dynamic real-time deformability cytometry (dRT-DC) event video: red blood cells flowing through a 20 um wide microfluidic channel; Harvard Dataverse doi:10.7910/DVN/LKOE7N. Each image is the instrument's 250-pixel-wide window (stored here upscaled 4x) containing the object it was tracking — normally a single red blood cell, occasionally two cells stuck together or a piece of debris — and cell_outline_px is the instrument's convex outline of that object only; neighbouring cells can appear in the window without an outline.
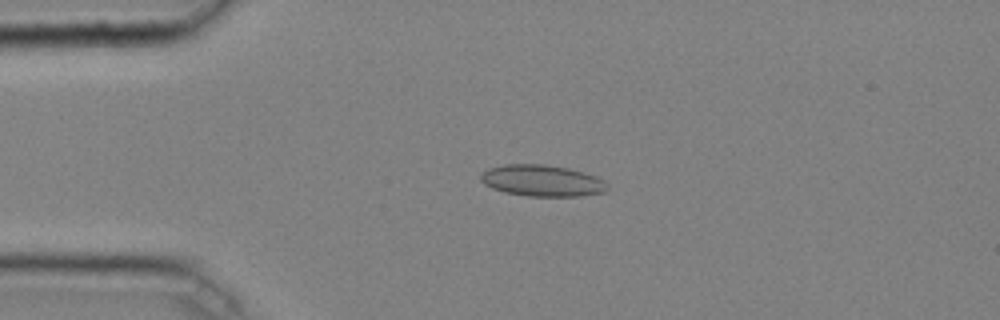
{"species": "common noctule bat (a hibernating species)", "species_latin": "Nyctalus noctula", "temperature_condition": "cold", "stored_images_in_passage": 47, "camera_frame_rate_fps": 3000, "um_per_image_px": 0.085, "animal": {"sex": "male", "body_mass_g": 20.4}, "frame": {"image": 1, "passage_image": 11, "time_ms": 3.333, "image_size_px": [1000, 320], "cell_outline_px": [[608, 188], [604, 192], [580, 196], [528, 196], [504, 192], [492, 188], [484, 184], [480, 180], [480, 172], [488, 168], [504, 164], [544, 164], [568, 168], [584, 172], [596, 176], [604, 180], [608, 184]], "centroid_in_image_um": [46.06, 15.35], "position_along_channel_um": 38.9, "area_um2": 23.41}}
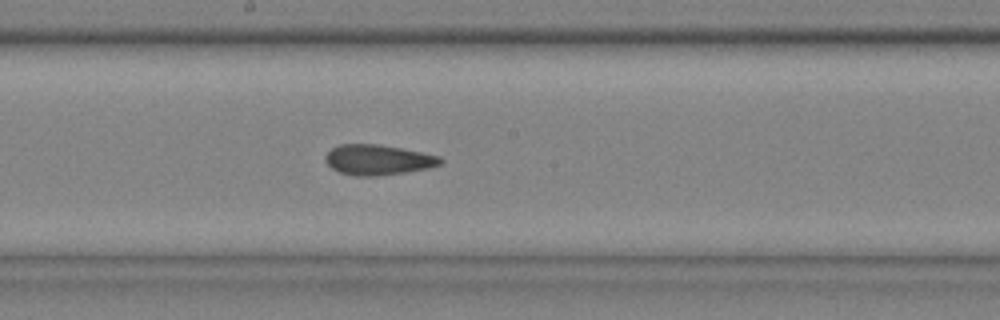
{"frame": {"image": 2, "passage_image": 26, "time_ms": 8.333, "image_size_px": [1000, 320], "cell_outline_px": [[444, 160], [440, 164], [428, 168], [404, 172], [376, 176], [356, 176], [340, 172], [332, 168], [324, 160], [324, 156], [332, 148], [340, 144], [380, 144], [404, 148], [440, 156]], "centroid_in_image_um": [32.13, 13.57], "position_along_channel_um": 216.1, "area_um2": 20.35}}
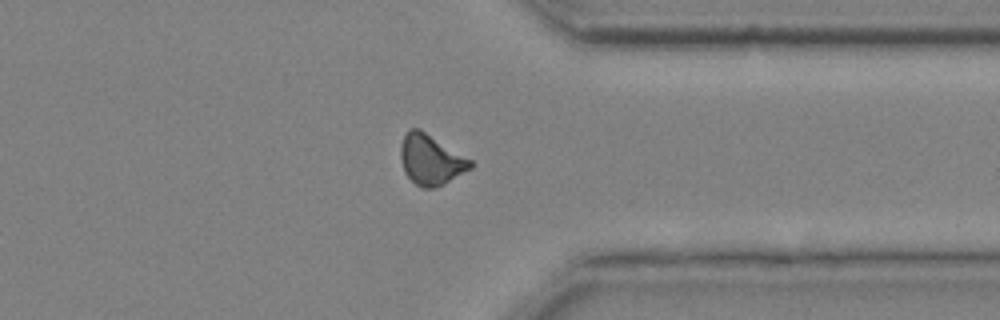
{"frame": {"image": 3, "passage_image": 38, "time_ms": 12.333, "image_size_px": [1000, 320], "cell_outline_px": [[476, 164], [472, 168], [444, 184], [432, 188], [420, 188], [404, 172], [400, 160], [400, 148], [404, 136], [408, 128], [420, 128], [472, 160]], "centroid_in_image_um": [36.62, 13.57], "position_along_channel_um": 374.8, "area_um2": 20.63}, "authors_computed_cell_mechanics": {"area_um2": 20.6924, "velocity_mm_per_s": 4.0645, "shape_relaxation_time_tau1_ms": null, "shape_relaxation_time_tau2_ms": 3.1007, "deformation_change_tau1": null, "deformation_change_tau2": 0.0822}}